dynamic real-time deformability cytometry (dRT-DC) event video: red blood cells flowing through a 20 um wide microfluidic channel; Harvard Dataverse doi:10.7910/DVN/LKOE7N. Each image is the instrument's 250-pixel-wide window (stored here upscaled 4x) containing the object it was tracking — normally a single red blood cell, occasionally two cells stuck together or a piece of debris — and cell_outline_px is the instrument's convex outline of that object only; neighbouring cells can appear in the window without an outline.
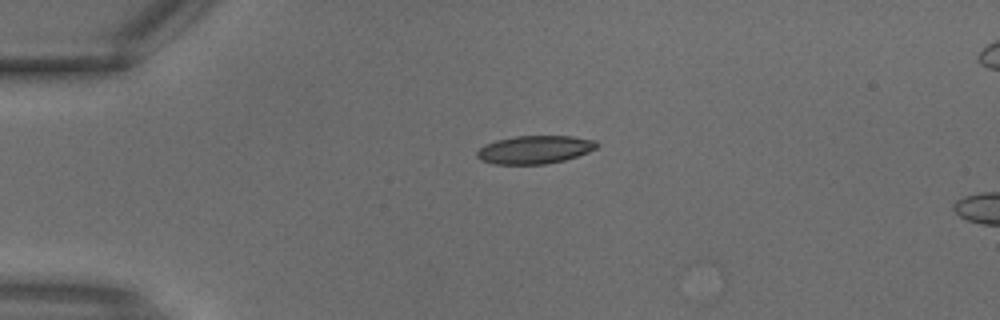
{"species": "common noctule bat (a hibernating species)", "species_latin": "Nyctalus noctula", "temperature_condition": "warm", "stored_images_in_passage": 2, "camera_frame_rate_fps": 3000, "um_per_image_px": 0.085, "animal": {"sex": "male", "body_mass_g": 18.8}, "frame": {"image": 1, "passage_image": 1, "time_ms": 0.0, "image_size_px": [1000, 320], "cell_outline_px": [[600, 144], [596, 148], [588, 152], [564, 160], [544, 164], [492, 164], [480, 160], [476, 156], [476, 152], [484, 144], [496, 140], [516, 136], [572, 136], [596, 140]], "centroid_in_image_um": [45.44, 12.71], "position_along_channel_um": 39.6, "area_um2": 19.71}}